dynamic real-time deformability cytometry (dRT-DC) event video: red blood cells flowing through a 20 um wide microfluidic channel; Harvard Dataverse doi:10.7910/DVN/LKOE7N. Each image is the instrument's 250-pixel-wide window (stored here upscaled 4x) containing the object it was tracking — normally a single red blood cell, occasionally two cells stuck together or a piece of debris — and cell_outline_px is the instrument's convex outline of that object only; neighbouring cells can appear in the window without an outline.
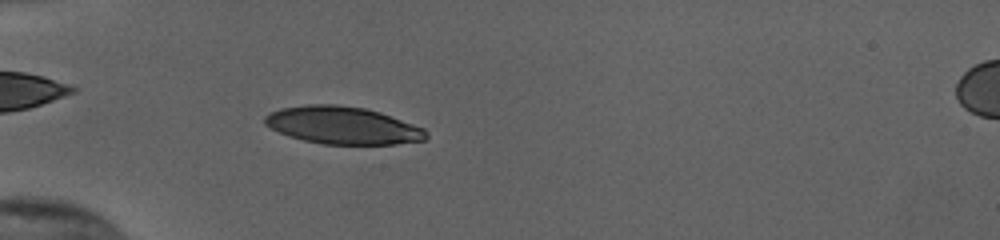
{"species": "human", "species_latin": "Homo sapiens", "temperature_condition": "cold", "stored_images_in_passage": 56, "camera_frame_rate_fps": 3000, "um_per_image_px": 0.085, "donor": {"sex": "female"}, "frame": {"image": 1, "passage_image": 19, "time_ms": 6.0, "image_size_px": [1000, 240], "cell_outline_px": [[428, 136], [424, 140], [396, 144], [324, 144], [304, 140], [288, 136], [264, 124], [264, 116], [268, 112], [280, 108], [308, 104], [336, 104], [364, 108], [380, 112], [424, 128], [428, 132]], "centroid_in_image_um": [29.11, 10.65], "position_along_channel_um": 55.9, "area_um2": 35.26}}
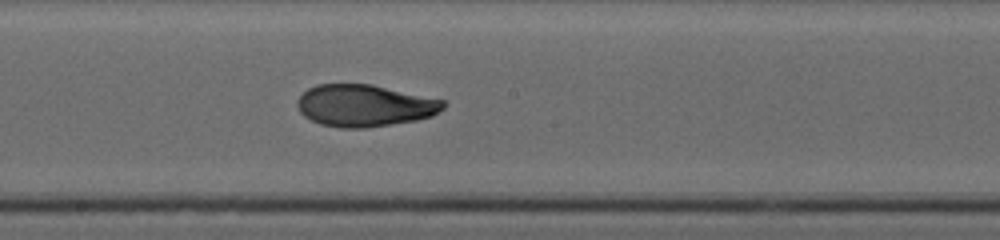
{"frame": {"image": 2, "passage_image": 33, "time_ms": 10.667, "image_size_px": [1000, 240], "cell_outline_px": [[444, 108], [432, 116], [416, 120], [392, 124], [364, 128], [340, 128], [320, 124], [304, 116], [300, 112], [296, 104], [296, 100], [308, 88], [316, 84], [372, 84], [444, 100]], "centroid_in_image_um": [30.96, 8.97], "position_along_channel_um": 217.2, "area_um2": 35.72}}
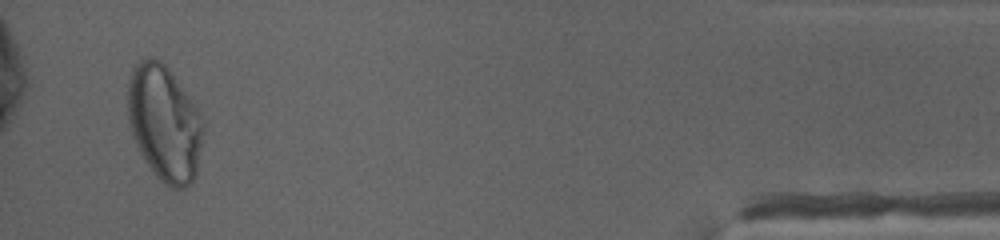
{"frame": {"image": 3, "passage_image": 54, "time_ms": 17.667, "image_size_px": [1000, 240], "cell_outline_px": [[204, 128], [196, 176], [184, 188], [172, 188], [160, 180], [156, 176], [144, 160], [132, 136], [128, 124], [128, 76], [132, 68], [140, 60], [148, 56], [152, 56], [160, 60], [168, 68], [192, 100], [204, 124]], "centroid_in_image_um": [13.95, 10.44], "position_along_channel_um": 421.2, "area_um2": 51.04}, "authors_computed_cell_mechanics": {"area_um2": 35.6337, "velocity_mm_per_s": 3.8162, "shape_relaxation_time_tau1_ms": 8.6947, "shape_relaxation_time_tau2_ms": 0.8937, "deformation_change_tau1": 0.2372, "deformation_change_tau2": 0.0543}}